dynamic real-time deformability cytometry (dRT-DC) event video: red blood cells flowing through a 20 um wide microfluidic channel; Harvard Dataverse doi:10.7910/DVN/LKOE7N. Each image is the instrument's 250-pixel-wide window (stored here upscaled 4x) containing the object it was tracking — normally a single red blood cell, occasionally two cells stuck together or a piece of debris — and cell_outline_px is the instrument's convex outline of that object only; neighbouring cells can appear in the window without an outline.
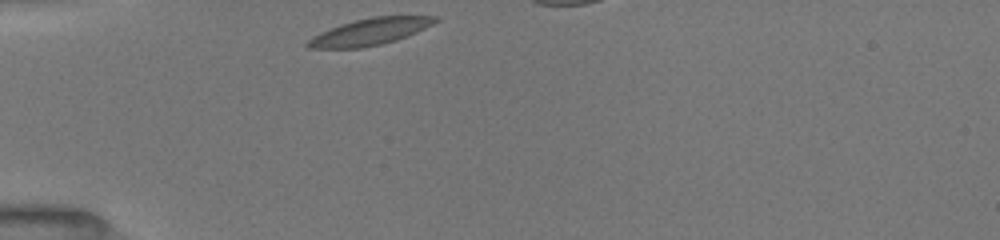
{"species": "common noctule bat (a hibernating species)", "species_latin": "Nyctalus noctula", "temperature_condition": "room temperature", "stored_images_in_passage": 13, "camera_frame_rate_fps": 3000, "um_per_image_px": 0.085, "animal": {"sex": "female", "body_mass_g": 19.5, "forearm_length_mm": 54.1}, "frame": {"image": 1, "passage_image": 1, "time_ms": 0.0, "image_size_px": [1000, 240], "cell_outline_px": [[440, 20], [416, 32], [396, 40], [380, 44], [360, 48], [308, 48], [304, 44], [312, 36], [320, 32], [340, 24], [372, 16], [440, 16]], "centroid_in_image_um": [31.43, 2.69], "position_along_channel_um": 53.6, "area_um2": 19.77}}
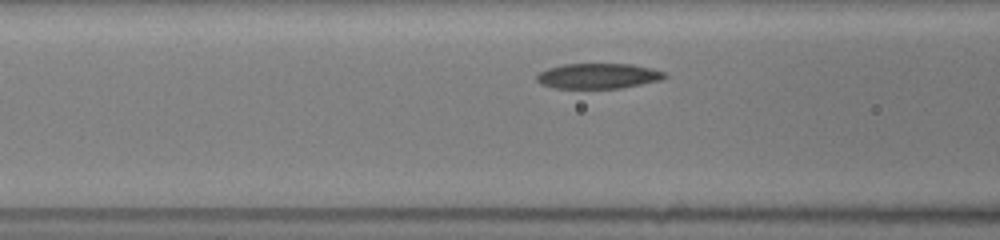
{"frame": {"image": 2, "passage_image": 8, "time_ms": 2.0, "image_size_px": [1000, 240], "cell_outline_px": [[668, 76], [660, 80], [620, 88], [552, 88], [540, 84], [536, 80], [536, 76], [540, 72], [548, 68], [564, 64], [632, 64], [652, 68], [664, 72]], "centroid_in_image_um": [50.82, 6.46], "position_along_channel_um": 115.8, "area_um2": 18.84}}
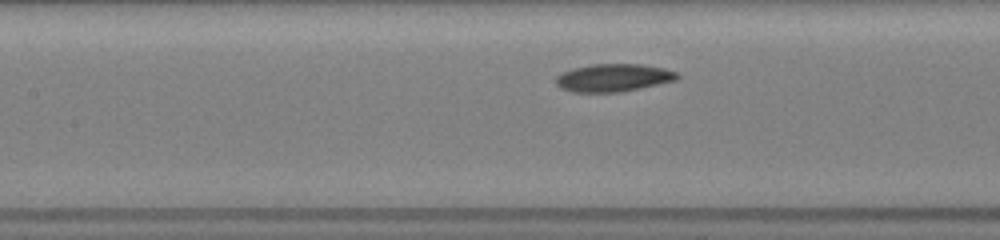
{"frame": {"image": 3, "passage_image": 12, "time_ms": 3.0, "image_size_px": [1000, 240], "cell_outline_px": [[680, 76], [676, 80], [660, 84], [620, 92], [572, 92], [560, 88], [556, 84], [556, 76], [560, 72], [572, 68], [592, 64], [640, 64], [664, 68], [676, 72]], "centroid_in_image_um": [52.11, 6.61], "position_along_channel_um": 155.3, "area_um2": 19.77}}